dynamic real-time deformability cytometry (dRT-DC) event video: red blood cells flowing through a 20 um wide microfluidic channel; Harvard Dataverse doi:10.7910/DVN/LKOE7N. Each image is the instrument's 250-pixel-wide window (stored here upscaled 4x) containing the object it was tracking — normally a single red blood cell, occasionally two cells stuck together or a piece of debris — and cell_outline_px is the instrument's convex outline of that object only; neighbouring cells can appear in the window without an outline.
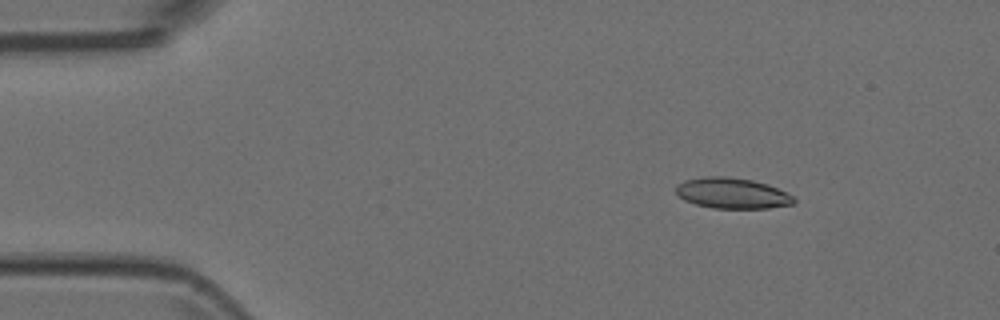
{"species": "Egyptian fruit bat (a non-hibernating species)", "species_latin": "Rousettus aegyptiacus", "temperature_condition": "room temperature", "stored_images_in_passage": 5, "camera_frame_rate_fps": 3000, "um_per_image_px": 0.085, "animal": {"sex": "female"}, "frame": {"image": 1, "passage_image": 3, "time_ms": 0.667, "image_size_px": [1000, 320], "cell_outline_px": [[796, 200], [792, 204], [768, 208], [712, 208], [696, 204], [684, 200], [676, 192], [676, 184], [684, 180], [704, 176], [724, 176], [752, 180], [768, 184], [792, 196]], "centroid_in_image_um": [62.19, 16.41], "position_along_channel_um": 22.8, "area_um2": 20.98}}